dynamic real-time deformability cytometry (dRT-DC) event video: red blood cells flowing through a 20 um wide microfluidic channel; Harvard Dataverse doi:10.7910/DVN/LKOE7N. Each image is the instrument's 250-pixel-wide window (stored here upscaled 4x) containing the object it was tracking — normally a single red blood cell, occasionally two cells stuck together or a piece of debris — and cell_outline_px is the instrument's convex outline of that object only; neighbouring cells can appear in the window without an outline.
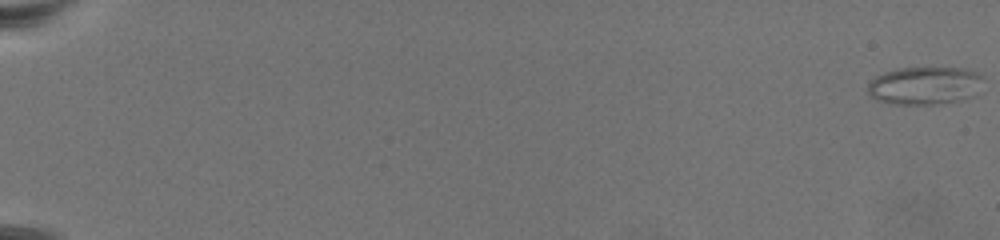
{"species": "common noctule bat (a hibernating species)", "species_latin": "Nyctalus noctula", "temperature_condition": "warm", "stored_images_in_passage": 75, "camera_frame_rate_fps": 3000, "um_per_image_px": 0.085, "animal": {"sex": "female", "body_mass_g": 19.5, "forearm_length_mm": 54.1}, "frame": {"image": 1, "passage_image": 1, "time_ms": 0.0, "image_size_px": [1000, 240], "cell_outline_px": [[984, 76], [972, 96], [956, 100], [936, 104], [888, 104], [876, 100], [868, 92], [868, 84], [876, 76], [884, 72], [896, 68], [968, 68]], "centroid_in_image_um": [78.55, 7.26], "position_along_channel_um": 6.4, "area_um2": 25.32}}
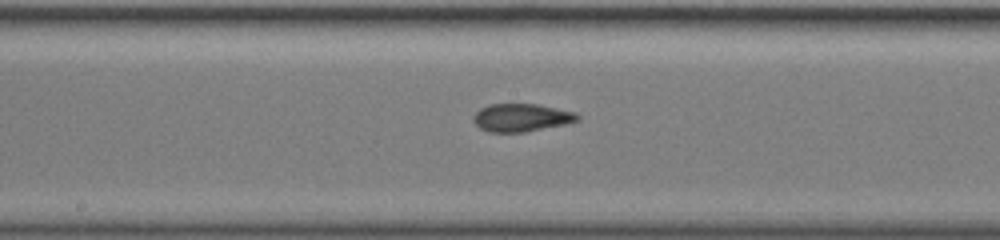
{"frame": {"image": 2, "passage_image": 44, "time_ms": 14.333, "image_size_px": [1000, 240], "cell_outline_px": [[580, 120], [564, 124], [524, 132], [488, 132], [480, 128], [472, 120], [472, 116], [480, 108], [488, 104], [536, 104], [576, 112], [580, 116]], "centroid_in_image_um": [44.29, 9.99], "position_along_channel_um": 203.9, "area_um2": 16.94}}
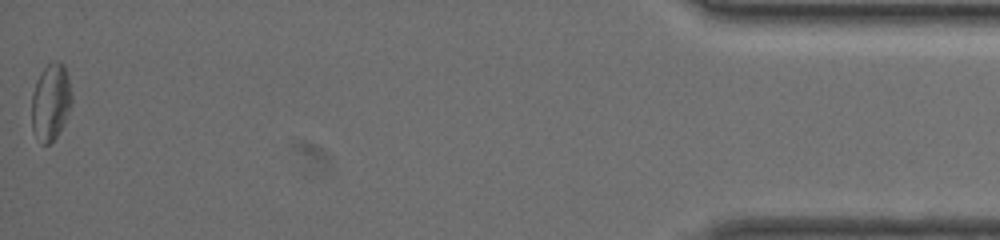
{"frame": {"image": 3, "passage_image": 75, "time_ms": 24.667, "image_size_px": [1000, 240], "cell_outline_px": [[72, 104], [64, 124], [56, 136], [48, 144], [40, 144], [32, 128], [32, 92], [36, 80], [40, 72], [52, 60], [56, 60], [64, 64], [68, 76], [72, 96]], "centroid_in_image_um": [4.32, 8.64], "position_along_channel_um": 430.9, "area_um2": 18.15}}